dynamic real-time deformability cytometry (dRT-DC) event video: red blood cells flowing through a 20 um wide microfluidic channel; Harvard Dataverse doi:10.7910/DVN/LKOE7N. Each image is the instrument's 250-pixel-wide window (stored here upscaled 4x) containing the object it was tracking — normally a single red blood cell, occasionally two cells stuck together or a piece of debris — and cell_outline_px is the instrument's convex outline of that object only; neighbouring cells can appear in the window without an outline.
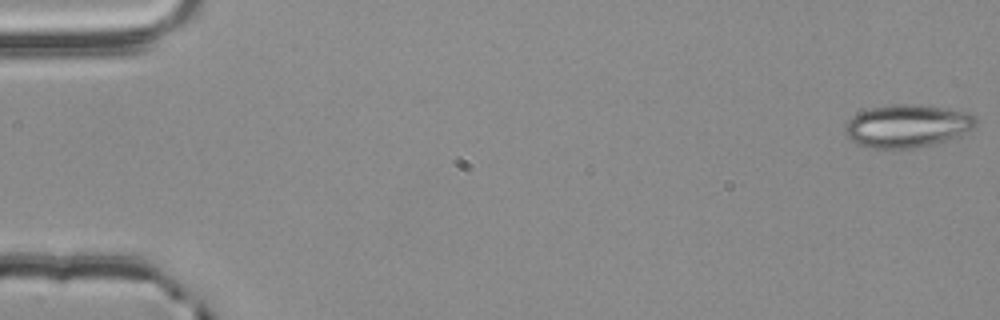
{"species": "common noctule bat (a hibernating species)", "species_latin": "Nyctalus noctula", "temperature_condition": "room temperature", "stored_images_in_passage": 10, "camera_frame_rate_fps": 3000, "um_per_image_px": 0.085, "animal": {"sex": "male", "body_mass_g": 20.4}, "frame": {"image": 1, "passage_image": 1, "time_ms": 0.0, "image_size_px": [1000, 320], "cell_outline_px": [[976, 124], [972, 128], [960, 136], [936, 144], [916, 148], [872, 148], [856, 144], [844, 132], [844, 128], [848, 120], [852, 116], [868, 108], [892, 104], [916, 104], [968, 112], [976, 116]], "centroid_in_image_um": [77.11, 10.71], "position_along_channel_um": 7.9, "area_um2": 32.83}}